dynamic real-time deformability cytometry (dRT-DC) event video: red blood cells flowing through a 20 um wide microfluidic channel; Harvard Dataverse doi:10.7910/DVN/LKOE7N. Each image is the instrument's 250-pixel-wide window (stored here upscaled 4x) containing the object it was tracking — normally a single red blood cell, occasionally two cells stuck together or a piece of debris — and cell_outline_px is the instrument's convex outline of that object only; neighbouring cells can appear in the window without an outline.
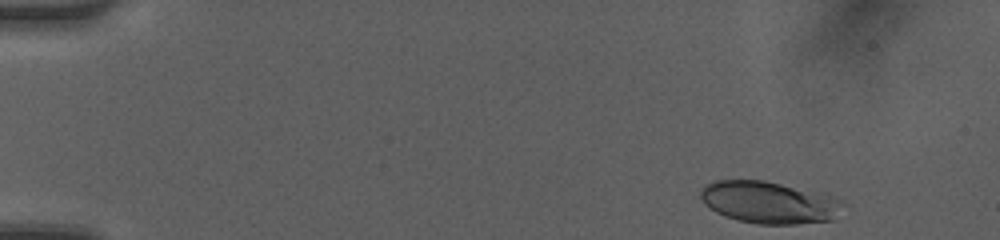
{"species": "human", "species_latin": "Homo sapiens", "temperature_condition": "room temperature", "stored_images_in_passage": 45, "camera_frame_rate_fps": 3000, "um_per_image_px": 0.085, "donor": {"sex": "female"}, "frame": {"image": 1, "passage_image": 1, "time_ms": 0.0, "image_size_px": [1000, 240], "cell_outline_px": [[836, 204], [832, 220], [796, 224], [756, 224], [724, 216], [716, 212], [704, 204], [700, 196], [700, 192], [704, 184], [716, 180], [764, 180], [828, 196], [836, 200]], "centroid_in_image_um": [65.16, 17.2], "position_along_channel_um": 19.8, "area_um2": 33.64}}
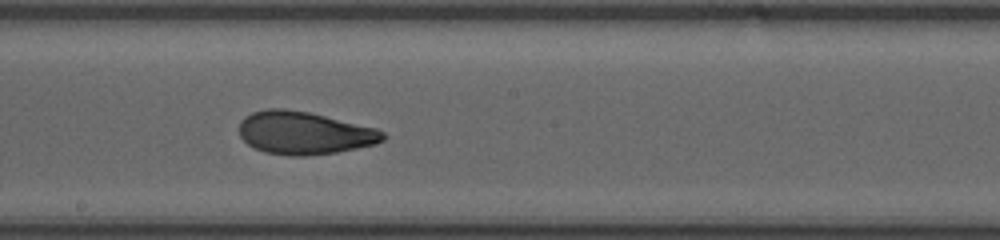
{"frame": {"image": 2, "passage_image": 24, "time_ms": 7.667, "image_size_px": [1000, 240], "cell_outline_px": [[388, 136], [384, 140], [376, 144], [336, 152], [304, 156], [292, 156], [264, 152], [248, 144], [240, 136], [240, 120], [244, 116], [252, 112], [268, 108], [284, 108], [308, 112], [376, 128], [384, 132]], "centroid_in_image_um": [25.86, 11.3], "position_along_channel_um": 222.3, "area_um2": 35.84}}
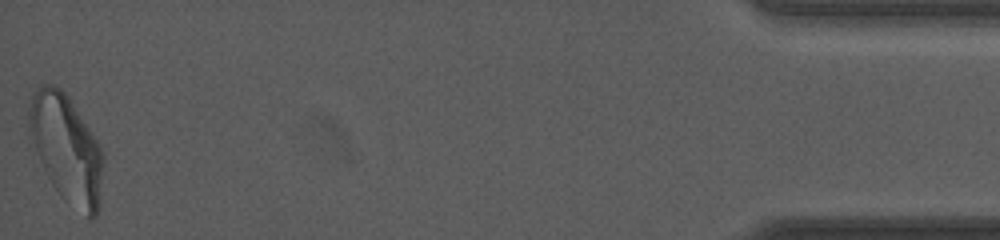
{"frame": {"image": 3, "passage_image": 45, "time_ms": 14.667, "image_size_px": [1000, 240], "cell_outline_px": [[104, 160], [100, 208], [96, 216], [92, 220], [64, 200], [60, 196], [52, 184], [28, 136], [28, 108], [32, 96], [40, 84], [52, 84], [60, 88], [68, 96], [100, 144], [104, 152]], "centroid_in_image_um": [5.67, 12.65], "position_along_channel_um": 429.5, "area_um2": 46.93}, "authors_computed_cell_mechanics": {"area_um2": 35.6626, "velocity_mm_per_s": 4.1802, "shape_relaxation_time_tau1_ms": 5.5106, "shape_relaxation_time_tau2_ms": 1.466, "deformation_change_tau1": 0.1849, "deformation_change_tau2": 0.0831}}